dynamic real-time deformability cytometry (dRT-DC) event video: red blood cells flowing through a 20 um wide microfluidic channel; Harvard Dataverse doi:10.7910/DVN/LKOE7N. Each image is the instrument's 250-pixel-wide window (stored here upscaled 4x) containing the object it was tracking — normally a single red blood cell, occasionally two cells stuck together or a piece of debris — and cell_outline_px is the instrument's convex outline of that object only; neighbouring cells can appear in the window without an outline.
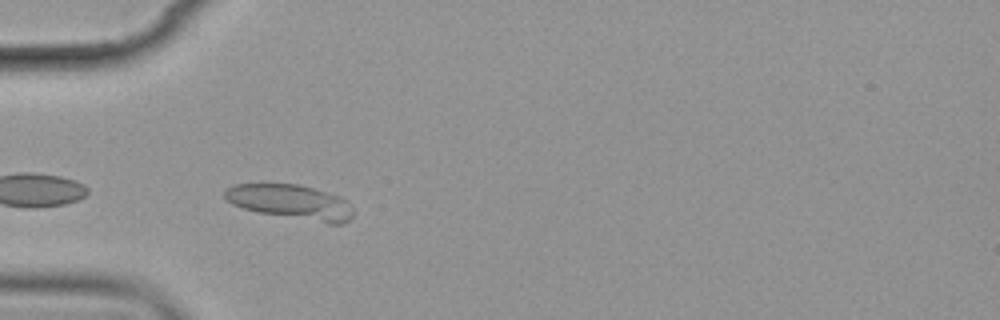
{"species": "common noctule bat (a hibernating species)", "species_latin": "Nyctalus noctula", "temperature_condition": "cold", "stored_images_in_passage": 6, "camera_frame_rate_fps": 3000, "um_per_image_px": 0.085, "animal": {"sex": "female", "body_mass_g": 19.9}, "frame": {"image": 1, "passage_image": 5, "time_ms": 4.667, "image_size_px": [1000, 320], "cell_outline_px": [[352, 216], [344, 224], [328, 224], [260, 212], [244, 208], [232, 204], [224, 196], [224, 192], [228, 188], [236, 184], [300, 184], [340, 196], [352, 208]], "centroid_in_image_um": [24.75, 17.17], "position_along_channel_um": 60.3, "area_um2": 25.66}}